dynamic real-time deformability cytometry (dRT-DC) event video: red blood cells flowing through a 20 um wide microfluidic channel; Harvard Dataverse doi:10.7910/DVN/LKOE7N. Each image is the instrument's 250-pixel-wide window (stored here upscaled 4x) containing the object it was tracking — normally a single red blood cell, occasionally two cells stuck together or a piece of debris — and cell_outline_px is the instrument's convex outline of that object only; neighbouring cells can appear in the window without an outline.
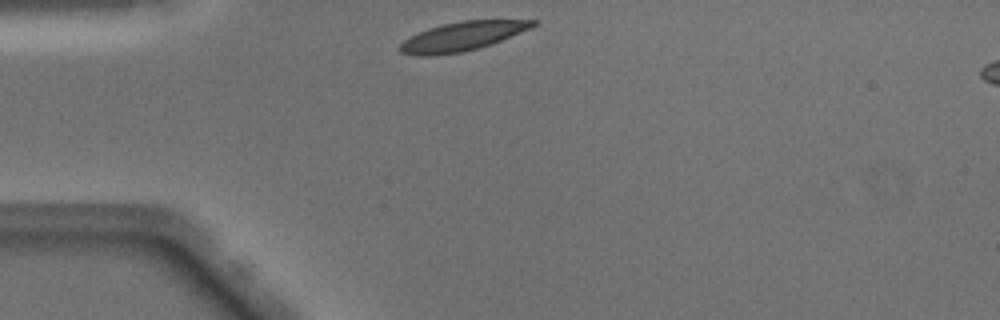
{"species": "Egyptian fruit bat (a non-hibernating species)", "species_latin": "Rousettus aegyptiacus", "temperature_condition": "warm", "stored_images_in_passage": 38, "camera_frame_rate_fps": 3000, "um_per_image_px": 0.085, "animal": {"sex": "male"}, "frame": {"image": 1, "passage_image": 1, "time_ms": 0.0, "image_size_px": [1000, 320], "cell_outline_px": [[540, 20], [536, 24], [528, 28], [500, 40], [476, 48], [460, 52], [428, 56], [420, 56], [400, 52], [400, 44], [404, 40], [428, 28], [460, 20]], "centroid_in_image_um": [39.25, 3.08], "position_along_channel_um": 45.8, "area_um2": 21.73}}
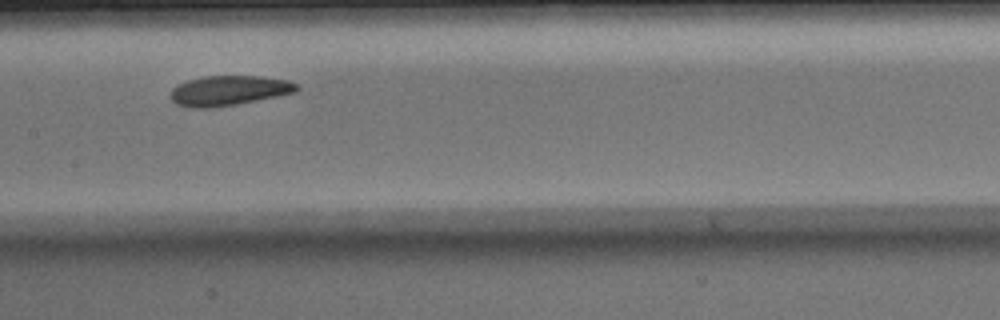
{"frame": {"image": 2, "passage_image": 13, "time_ms": 4.0, "image_size_px": [1000, 320], "cell_outline_px": [[300, 88], [296, 92], [236, 104], [208, 108], [192, 108], [176, 104], [172, 100], [172, 88], [188, 80], [204, 76], [260, 76], [288, 80], [296, 84]], "centroid_in_image_um": [19.46, 7.69], "position_along_channel_um": 187.9, "area_um2": 21.73}}
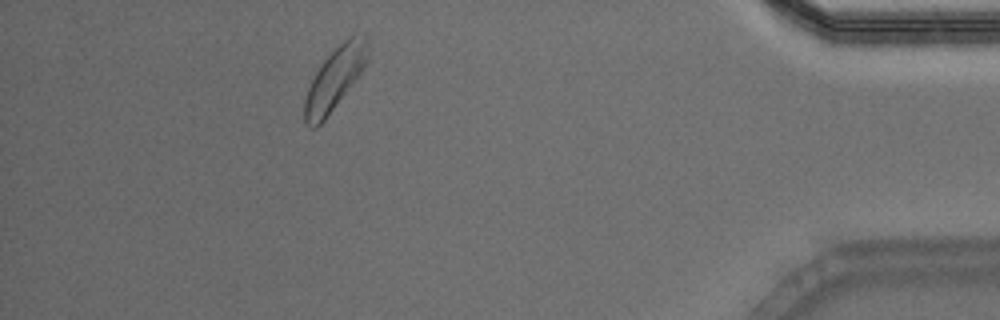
{"frame": {"image": 3, "passage_image": 33, "time_ms": 10.667, "image_size_px": [1000, 320], "cell_outline_px": [[368, 60], [360, 72], [324, 120], [316, 128], [312, 128], [304, 120], [304, 100], [308, 88], [316, 72], [324, 60], [352, 32], [364, 36], [368, 40]], "centroid_in_image_um": [28.46, 6.64], "position_along_channel_um": 406.7, "area_um2": 22.31}, "authors_computed_cell_mechanics": {"area_um2": 22.3108, "velocity_mm_per_s": 4.0183, "shape_relaxation_time_tau1_ms": 2.1427, "shape_relaxation_time_tau2_ms": null, "deformation_change_tau1": 0.1136, "deformation_change_tau2": null}}